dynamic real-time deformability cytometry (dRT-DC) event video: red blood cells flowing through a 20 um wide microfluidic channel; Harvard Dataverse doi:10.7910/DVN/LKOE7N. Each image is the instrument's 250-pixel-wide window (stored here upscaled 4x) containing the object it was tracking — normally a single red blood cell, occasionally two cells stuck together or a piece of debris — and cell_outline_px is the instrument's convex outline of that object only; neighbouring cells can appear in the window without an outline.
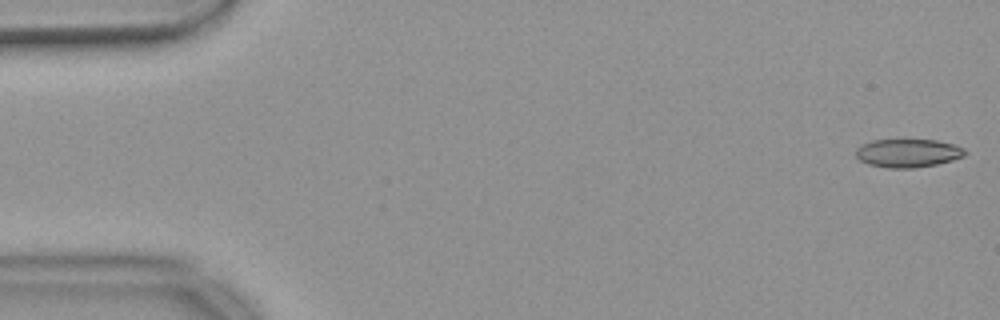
{"species": "common noctule bat (a hibernating species)", "species_latin": "Nyctalus noctula", "temperature_condition": "warm", "stored_images_in_passage": 54, "camera_frame_rate_fps": 3000, "um_per_image_px": 0.085, "animal": {"sex": "female", "body_mass_g": 18.4}, "frame": {"image": 1, "passage_image": 1, "time_ms": 0.0, "image_size_px": [1000, 320], "cell_outline_px": [[968, 152], [964, 156], [952, 160], [936, 164], [912, 168], [888, 168], [868, 164], [860, 160], [856, 156], [856, 148], [860, 144], [872, 140], [936, 140], [952, 144], [964, 148]], "centroid_in_image_um": [77.15, 13.01], "position_along_channel_um": 7.8, "area_um2": 18.03}}
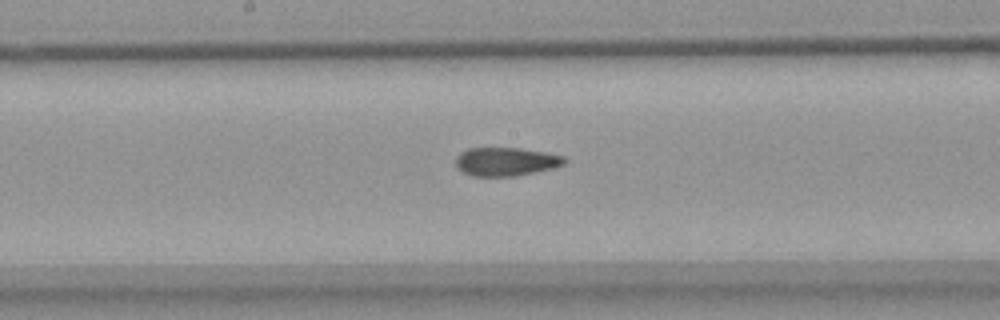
{"frame": {"image": 2, "passage_image": 28, "time_ms": 9.0, "image_size_px": [1000, 320], "cell_outline_px": [[568, 160], [564, 164], [552, 168], [516, 176], [472, 176], [464, 172], [456, 164], [456, 156], [460, 152], [468, 148], [520, 148], [544, 152], [564, 156]], "centroid_in_image_um": [43.01, 13.73], "position_along_channel_um": 205.2, "area_um2": 17.98}}
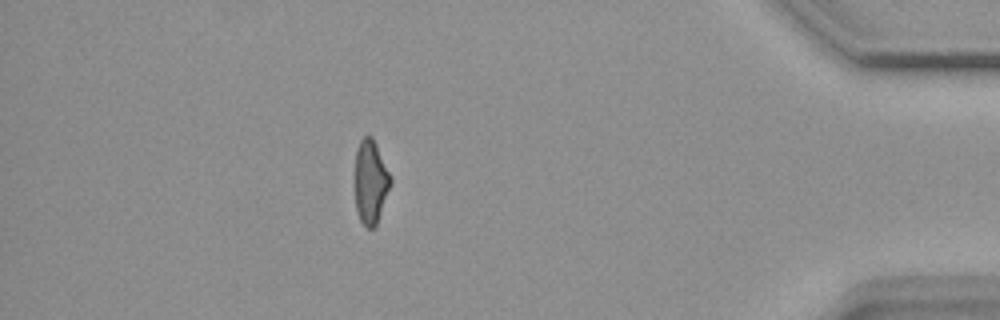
{"frame": {"image": 3, "passage_image": 48, "time_ms": 15.667, "image_size_px": [1000, 320], "cell_outline_px": [[392, 184], [376, 224], [372, 228], [368, 228], [360, 220], [356, 208], [352, 184], [356, 148], [360, 140], [364, 136], [372, 136], [392, 176]], "centroid_in_image_um": [31.46, 15.42], "position_along_channel_um": 403.7, "area_um2": 18.15}, "authors_computed_cell_mechanics": {"area_um2": 18.6116, "velocity_mm_per_s": 3.6888, "shape_relaxation_time_tau1_ms": null, "shape_relaxation_time_tau2_ms": 3.0092, "deformation_change_tau1": null, "deformation_change_tau2": 0.1201}}